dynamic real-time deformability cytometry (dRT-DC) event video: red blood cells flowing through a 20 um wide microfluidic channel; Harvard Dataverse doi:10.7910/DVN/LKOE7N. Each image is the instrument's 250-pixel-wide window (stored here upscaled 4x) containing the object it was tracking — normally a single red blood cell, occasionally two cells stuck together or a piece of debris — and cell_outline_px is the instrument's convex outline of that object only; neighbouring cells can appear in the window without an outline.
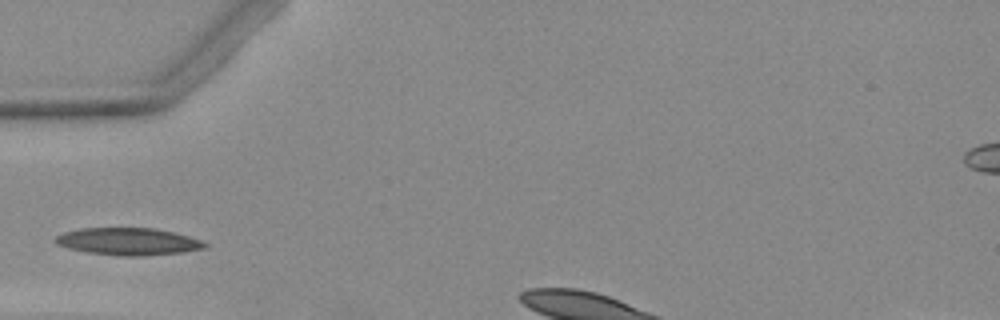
{"species": "Egyptian fruit bat (a non-hibernating species)", "species_latin": "Rousettus aegyptiacus", "temperature_condition": "warm", "stored_images_in_passage": 2, "camera_frame_rate_fps": 3000, "um_per_image_px": 0.085, "animal": {"sex": "female"}, "frame": {"image": 1, "passage_image": 1, "time_ms": 0.0, "image_size_px": [1000, 320], "cell_outline_px": [[208, 248], [180, 252], [144, 256], [124, 256], [88, 252], [68, 248], [56, 244], [52, 240], [56, 236], [64, 232], [80, 228], [152, 228], [172, 232], [188, 236], [200, 240], [208, 244]], "centroid_in_image_um": [10.88, 20.52], "position_along_channel_um": 74.1, "area_um2": 23.64}}
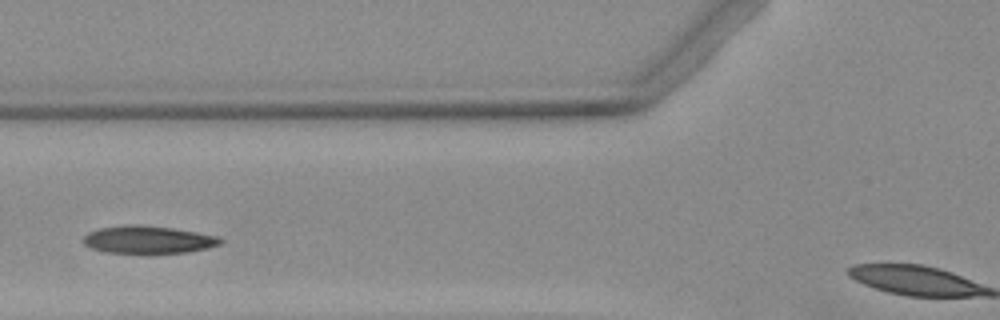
{"frame": {"image": 2, "passage_image": 2, "time_ms": 1.0, "image_size_px": [1000, 320], "cell_outline_px": [[224, 240], [220, 244], [208, 248], [188, 252], [148, 256], [144, 256], [104, 252], [92, 248], [84, 244], [84, 236], [88, 232], [100, 228], [128, 224], [140, 224], [172, 228], [220, 236]], "centroid_in_image_um": [12.61, 20.42], "position_along_channel_um": 113.2, "area_um2": 23.12}}